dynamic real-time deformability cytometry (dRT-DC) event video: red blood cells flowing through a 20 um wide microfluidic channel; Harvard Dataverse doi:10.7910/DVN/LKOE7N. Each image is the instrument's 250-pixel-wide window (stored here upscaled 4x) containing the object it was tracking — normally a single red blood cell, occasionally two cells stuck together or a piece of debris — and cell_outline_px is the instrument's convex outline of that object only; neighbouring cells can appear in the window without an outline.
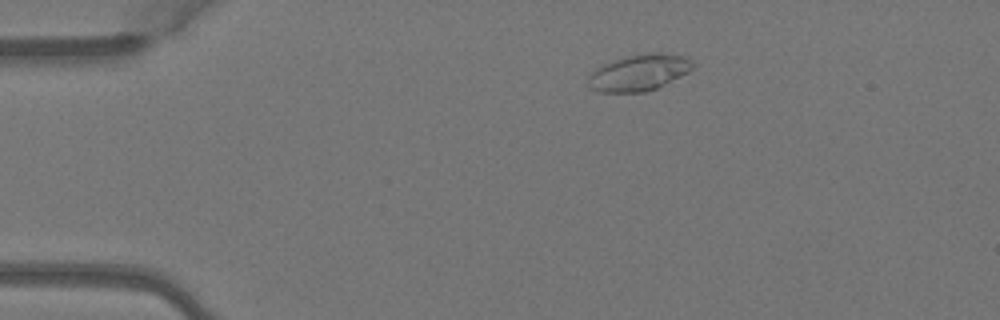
{"species": "Egyptian fruit bat (a non-hibernating species)", "species_latin": "Rousettus aegyptiacus", "temperature_condition": "warm", "stored_images_in_passage": 3, "camera_frame_rate_fps": 3000, "um_per_image_px": 0.085, "animal": {"sex": "female"}, "frame": {"image": 1, "passage_image": 1, "time_ms": 0.0, "image_size_px": [1000, 320], "cell_outline_px": [[692, 68], [688, 72], [656, 88], [644, 92], [600, 92], [588, 88], [588, 76], [596, 68], [612, 60], [628, 56], [648, 52], [660, 52], [684, 56], [692, 60]], "centroid_in_image_um": [54.28, 6.16], "position_along_channel_um": 30.7, "area_um2": 22.08}}
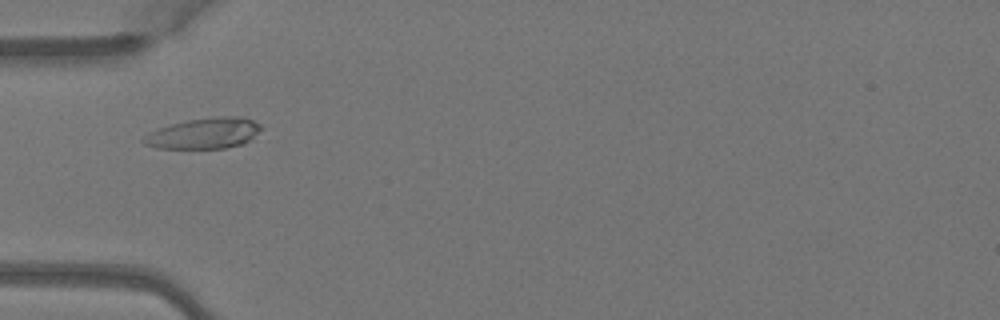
{"frame": {"image": 2, "passage_image": 3, "time_ms": 0.667, "image_size_px": [1000, 320], "cell_outline_px": [[260, 128], [244, 144], [224, 148], [156, 148], [144, 144], [140, 140], [148, 132], [156, 128], [188, 120], [220, 116], [244, 116], [260, 124]], "centroid_in_image_um": [17.28, 11.33], "position_along_channel_um": 67.7, "area_um2": 20.98}}